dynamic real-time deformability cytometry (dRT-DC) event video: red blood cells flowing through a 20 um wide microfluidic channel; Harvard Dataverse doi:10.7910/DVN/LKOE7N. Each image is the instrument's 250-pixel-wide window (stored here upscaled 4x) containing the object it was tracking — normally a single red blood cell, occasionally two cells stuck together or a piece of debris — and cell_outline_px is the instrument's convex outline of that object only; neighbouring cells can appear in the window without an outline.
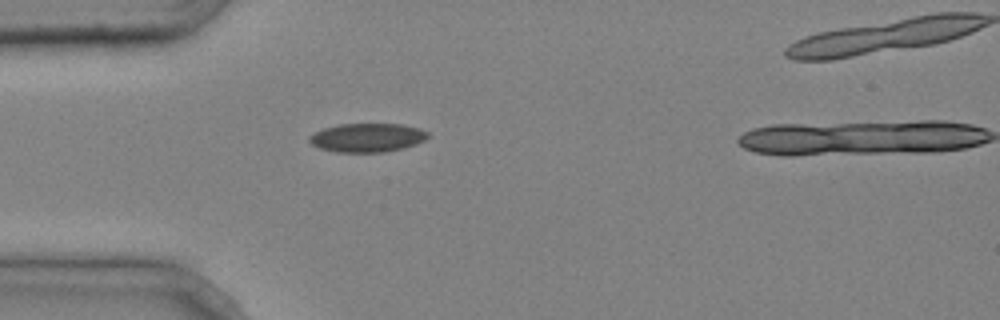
{"species": "common noctule bat (a hibernating species)", "species_latin": "Nyctalus noctula", "temperature_condition": "cold", "stored_images_in_passage": 2, "camera_frame_rate_fps": 3000, "um_per_image_px": 0.085, "animal": {"sex": "male", "body_mass_g": 20.4}, "frame": {"image": 1, "passage_image": 1, "time_ms": 0.0, "image_size_px": [1000, 320], "cell_outline_px": [[428, 136], [424, 140], [416, 144], [404, 148], [384, 152], [336, 152], [320, 148], [312, 144], [308, 140], [308, 136], [324, 128], [340, 124], [400, 124], [420, 128], [428, 132]], "centroid_in_image_um": [31.22, 11.7], "position_along_channel_um": 53.8, "area_um2": 19.83}}